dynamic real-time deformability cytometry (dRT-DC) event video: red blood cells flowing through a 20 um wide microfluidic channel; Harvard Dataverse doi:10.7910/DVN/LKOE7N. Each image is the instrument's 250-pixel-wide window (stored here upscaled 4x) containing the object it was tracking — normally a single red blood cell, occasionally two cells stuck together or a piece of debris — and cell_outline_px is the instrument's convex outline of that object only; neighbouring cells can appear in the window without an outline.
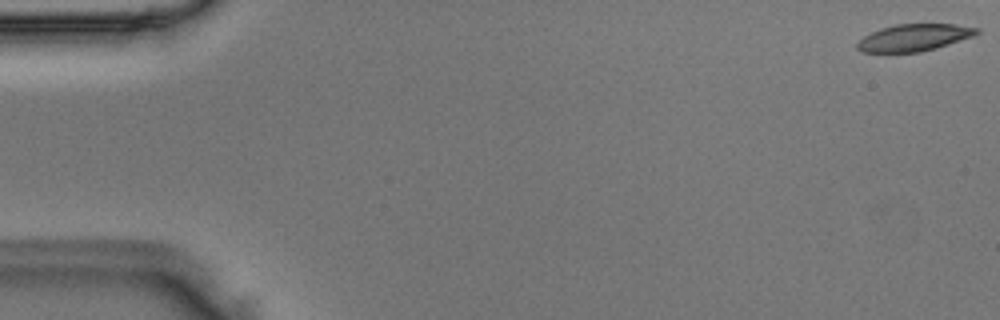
{"species": "Egyptian fruit bat (a non-hibernating species)", "species_latin": "Rousettus aegyptiacus", "temperature_condition": "room temperature", "stored_images_in_passage": 15, "camera_frame_rate_fps": 3000, "um_per_image_px": 0.085, "animal": {"sex": "male"}, "frame": {"image": 1, "passage_image": 1, "time_ms": 0.0, "image_size_px": [1000, 320], "cell_outline_px": [[980, 32], [972, 36], [936, 48], [920, 52], [860, 52], [856, 48], [856, 44], [864, 36], [880, 28], [896, 24], [956, 24], [980, 28]], "centroid_in_image_um": [77.68, 3.19], "position_along_channel_um": 7.3, "area_um2": 18.73}}